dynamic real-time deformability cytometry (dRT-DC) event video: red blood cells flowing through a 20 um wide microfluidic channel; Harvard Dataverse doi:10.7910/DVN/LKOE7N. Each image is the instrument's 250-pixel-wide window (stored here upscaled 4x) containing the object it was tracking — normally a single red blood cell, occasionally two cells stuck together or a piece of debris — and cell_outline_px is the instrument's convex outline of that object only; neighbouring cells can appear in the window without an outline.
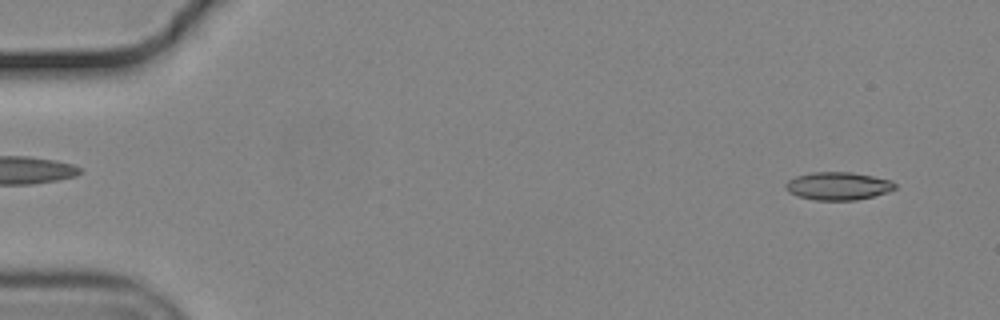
{"species": "common noctule bat (a hibernating species)", "species_latin": "Nyctalus noctula", "temperature_condition": "cold", "stored_images_in_passage": 51, "camera_frame_rate_fps": 3000, "um_per_image_px": 0.085, "animal": {"sex": "male", "body_mass_g": 19.2, "forearm_length_mm": 51.8}, "frame": {"image": 1, "passage_image": 3, "time_ms": 0.667, "image_size_px": [1000, 320], "cell_outline_px": [[896, 188], [888, 192], [856, 200], [816, 200], [796, 196], [788, 192], [784, 188], [784, 184], [788, 180], [796, 176], [812, 172], [852, 172], [892, 180], [896, 184]], "centroid_in_image_um": [71.21, 15.81], "position_along_channel_um": 13.8, "area_um2": 17.92}}
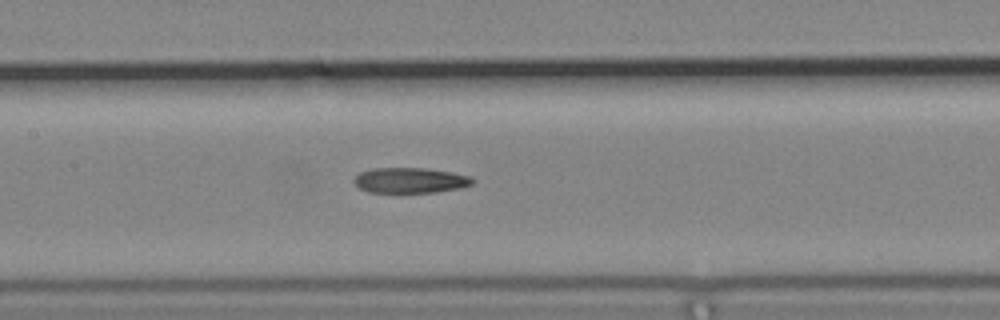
{"frame": {"image": 2, "passage_image": 26, "time_ms": 8.333, "image_size_px": [1000, 320], "cell_outline_px": [[472, 184], [460, 188], [436, 192], [368, 192], [360, 188], [352, 180], [360, 172], [372, 168], [424, 168], [452, 172], [472, 176]], "centroid_in_image_um": [34.86, 15.32], "position_along_channel_um": 172.5, "area_um2": 17.46}}
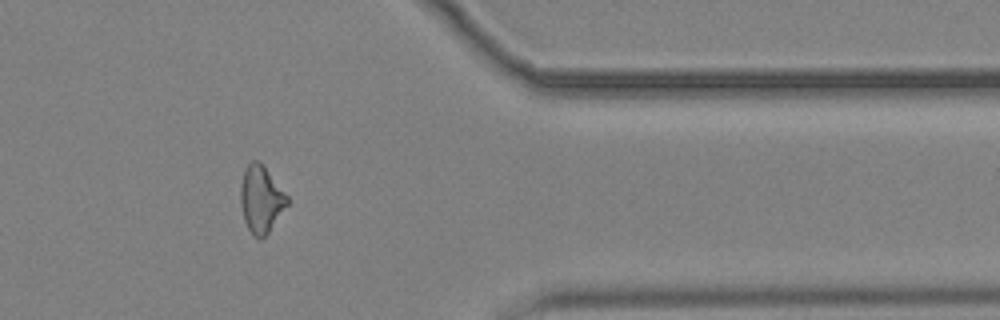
{"frame": {"image": 3, "passage_image": 45, "time_ms": 14.667, "image_size_px": [1000, 320], "cell_outline_px": [[288, 204], [268, 232], [260, 240], [252, 236], [244, 220], [240, 204], [240, 188], [244, 172], [248, 164], [252, 160], [260, 160], [288, 196]], "centroid_in_image_um": [22.18, 16.93], "position_along_channel_um": 389.2, "area_um2": 18.21}}